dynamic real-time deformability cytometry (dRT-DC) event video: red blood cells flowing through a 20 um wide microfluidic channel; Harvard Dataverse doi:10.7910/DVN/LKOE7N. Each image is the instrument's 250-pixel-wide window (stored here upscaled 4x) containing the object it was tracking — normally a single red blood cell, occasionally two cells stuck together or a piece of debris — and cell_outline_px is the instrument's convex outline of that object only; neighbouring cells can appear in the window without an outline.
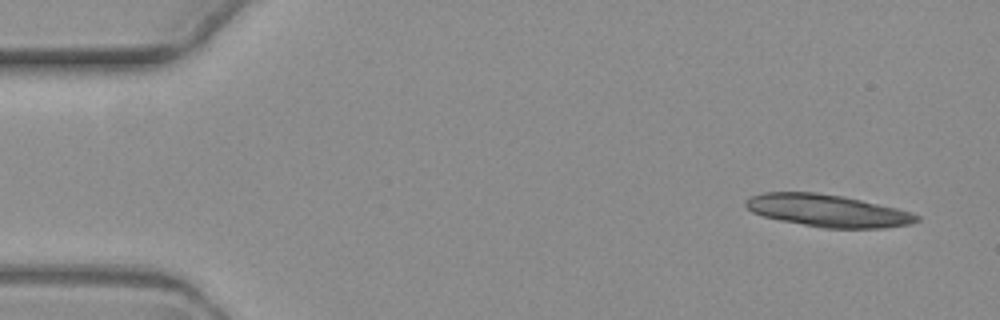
{"species": "common noctule bat (a hibernating species)", "species_latin": "Nyctalus noctula", "temperature_condition": "warm", "stored_images_in_passage": 3, "camera_frame_rate_fps": 3000, "um_per_image_px": 0.085, "animal": {"sex": "female", "body_mass_g": 19.3, "forearm_length_mm": 54.1}, "frame": {"image": 1, "passage_image": 1, "time_ms": 0.0, "image_size_px": [1000, 320], "cell_outline_px": [[920, 220], [912, 224], [884, 228], [824, 228], [780, 220], [764, 216], [752, 212], [744, 204], [744, 200], [752, 196], [764, 192], [816, 192], [840, 196], [860, 200], [896, 208], [912, 212], [920, 216]], "centroid_in_image_um": [70.36, 17.91], "position_along_channel_um": 14.6, "area_um2": 32.02}}